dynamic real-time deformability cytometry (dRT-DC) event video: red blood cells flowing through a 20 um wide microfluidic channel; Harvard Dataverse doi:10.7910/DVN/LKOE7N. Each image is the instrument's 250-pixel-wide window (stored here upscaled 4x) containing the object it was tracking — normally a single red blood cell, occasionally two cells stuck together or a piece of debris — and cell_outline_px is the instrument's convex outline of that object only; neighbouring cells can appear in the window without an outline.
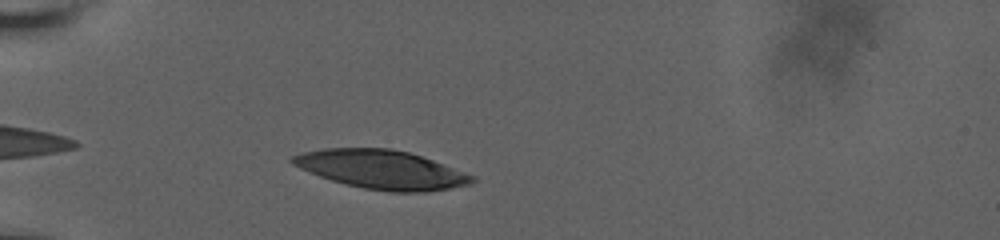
{"species": "human", "species_latin": "Homo sapiens", "temperature_condition": "room temperature", "stored_images_in_passage": 34, "camera_frame_rate_fps": 3000, "um_per_image_px": 0.085, "donor": {"sex": "male"}, "frame": {"image": 1, "passage_image": 2, "time_ms": 0.333, "image_size_px": [1000, 240], "cell_outline_px": [[476, 180], [472, 184], [424, 192], [388, 192], [364, 188], [344, 184], [320, 176], [300, 168], [292, 164], [288, 160], [292, 156], [300, 152], [324, 148], [392, 148], [408, 152], [432, 160], [476, 176]], "centroid_in_image_um": [32.41, 14.41], "position_along_channel_um": 52.6, "area_um2": 40.58}}
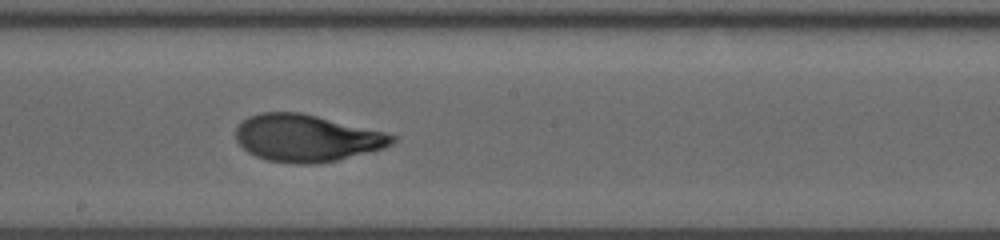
{"frame": {"image": 2, "passage_image": 18, "time_ms": 5.667, "image_size_px": [1000, 240], "cell_outline_px": [[400, 136], [392, 144], [384, 148], [336, 160], [312, 164], [296, 164], [268, 160], [256, 156], [248, 152], [236, 140], [236, 128], [248, 116], [260, 112], [300, 112], [384, 132]], "centroid_in_image_um": [26.06, 11.73], "position_along_channel_um": 222.1, "area_um2": 42.66}}
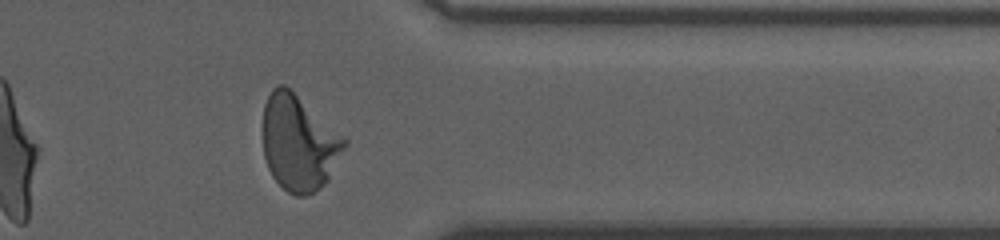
{"frame": {"image": 3, "passage_image": 32, "time_ms": 10.333, "image_size_px": [1000, 240], "cell_outline_px": [[348, 144], [328, 180], [320, 188], [304, 196], [296, 196], [288, 192], [272, 176], [268, 168], [264, 156], [264, 104], [272, 88], [276, 84], [284, 84], [348, 140]], "centroid_in_image_um": [25.41, 12.15], "position_along_channel_um": 386.0, "area_um2": 45.03}, "authors_computed_cell_mechanics": {"area_um2": 42.6564, "velocity_mm_per_s": 3.6365, "shape_relaxation_time_tau1_ms": 4.678, "shape_relaxation_time_tau2_ms": 0.9107, "deformation_change_tau1": 0.2363, "deformation_change_tau2": 0.0607}}